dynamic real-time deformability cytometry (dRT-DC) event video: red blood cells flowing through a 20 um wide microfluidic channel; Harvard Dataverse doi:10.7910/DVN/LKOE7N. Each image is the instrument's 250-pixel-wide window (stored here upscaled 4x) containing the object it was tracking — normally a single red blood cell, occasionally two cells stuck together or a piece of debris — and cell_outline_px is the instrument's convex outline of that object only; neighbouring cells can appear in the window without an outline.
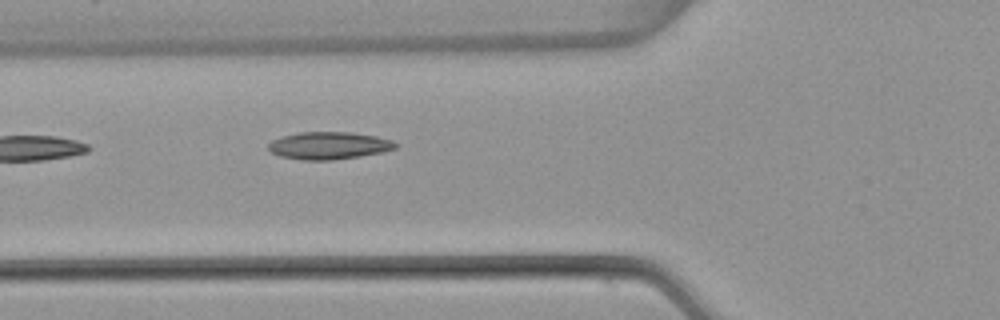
{"species": "common noctule bat (a hibernating species)", "species_latin": "Nyctalus noctula", "temperature_condition": "warm", "stored_images_in_passage": 4, "camera_frame_rate_fps": 3000, "um_per_image_px": 0.085, "animal": {"sex": "female", "body_mass_g": 22.7, "forearm_length_mm": 54.2}, "frame": {"image": 1, "passage_image": 4, "time_ms": 1.0, "image_size_px": [1000, 320], "cell_outline_px": [[400, 144], [396, 148], [384, 152], [360, 156], [332, 160], [304, 160], [280, 156], [272, 152], [268, 148], [268, 144], [272, 140], [280, 136], [300, 132], [352, 132], [376, 136], [392, 140]], "centroid_in_image_um": [27.98, 12.37], "position_along_channel_um": 97.8, "area_um2": 20.46}}